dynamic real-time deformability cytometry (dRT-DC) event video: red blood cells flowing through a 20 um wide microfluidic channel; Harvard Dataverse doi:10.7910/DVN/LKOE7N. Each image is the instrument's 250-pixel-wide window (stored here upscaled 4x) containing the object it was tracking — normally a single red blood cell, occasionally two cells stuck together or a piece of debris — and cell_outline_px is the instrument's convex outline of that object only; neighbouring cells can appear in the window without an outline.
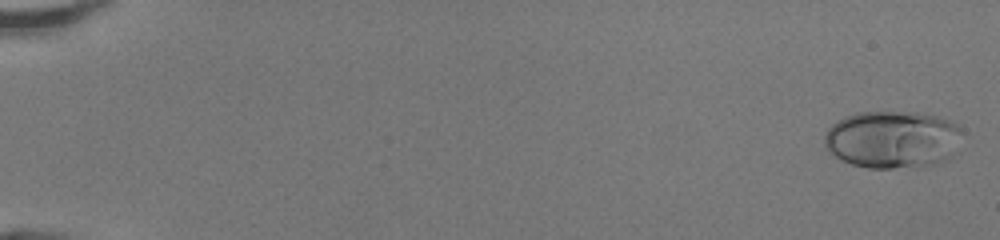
{"species": "human", "species_latin": "Homo sapiens", "temperature_condition": "room temperature", "stored_images_in_passage": 48, "camera_frame_rate_fps": 3000, "um_per_image_px": 0.085, "donor": {"sex": "female"}, "frame": {"image": 1, "passage_image": 1, "time_ms": 0.0, "image_size_px": [1000, 240], "cell_outline_px": [[960, 132], [952, 156], [944, 160], [932, 164], [916, 168], [868, 168], [852, 164], [840, 160], [828, 152], [824, 144], [824, 136], [828, 128], [832, 124], [844, 116], [856, 112], [924, 112], [940, 116], [952, 120], [960, 124]], "centroid_in_image_um": [75.84, 11.84], "position_along_channel_um": 9.2, "area_um2": 46.76}}
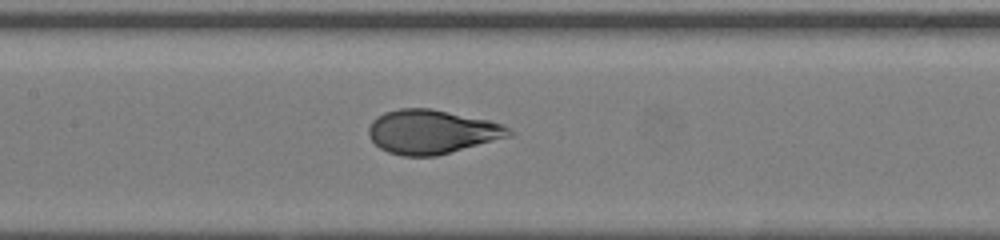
{"frame": {"image": 2, "passage_image": 25, "time_ms": 8.0, "image_size_px": [1000, 240], "cell_outline_px": [[516, 132], [512, 136], [436, 156], [404, 156], [388, 152], [380, 148], [368, 136], [368, 128], [372, 120], [376, 116], [384, 112], [400, 108], [432, 108], [488, 120], [500, 124]], "centroid_in_image_um": [36.69, 11.2], "position_along_channel_um": 170.7, "area_um2": 36.13}}
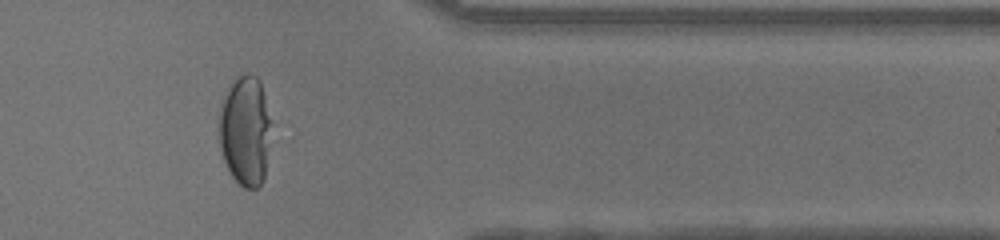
{"frame": {"image": 3, "passage_image": 41, "time_ms": 13.333, "image_size_px": [1000, 240], "cell_outline_px": [[268, 124], [264, 180], [256, 188], [244, 188], [232, 176], [224, 164], [220, 148], [216, 124], [220, 104], [236, 76], [244, 72], [248, 72], [256, 76], [260, 80], [264, 96], [268, 120]], "centroid_in_image_um": [20.74, 11.09], "position_along_channel_um": 390.7, "area_um2": 33.12}, "authors_computed_cell_mechanics": {"area_um2": 37.9457, "velocity_mm_per_s": 4.2978, "shape_relaxation_time_tau1_ms": 5.2994, "shape_relaxation_time_tau2_ms": null, "deformation_change_tau1": 0.2704, "deformation_change_tau2": null}}